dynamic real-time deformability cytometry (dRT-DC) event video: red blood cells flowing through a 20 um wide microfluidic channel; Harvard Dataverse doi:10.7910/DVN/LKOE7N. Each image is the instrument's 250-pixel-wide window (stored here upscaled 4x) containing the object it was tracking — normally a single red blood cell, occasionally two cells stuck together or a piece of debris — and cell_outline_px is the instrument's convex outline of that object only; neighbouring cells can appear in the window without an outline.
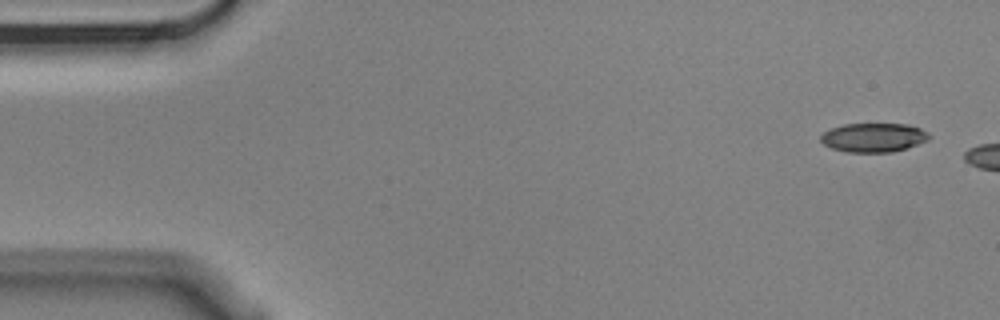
{"species": "Egyptian fruit bat (a non-hibernating species)", "species_latin": "Rousettus aegyptiacus", "temperature_condition": "cold", "stored_images_in_passage": 2, "camera_frame_rate_fps": 3000, "um_per_image_px": 0.085, "animal": {"sex": "male"}, "frame": {"image": 1, "passage_image": 1, "time_ms": 0.0, "image_size_px": [1000, 320], "cell_outline_px": [[932, 136], [928, 140], [892, 152], [848, 152], [832, 148], [824, 144], [820, 140], [820, 136], [824, 132], [832, 128], [844, 124], [908, 124], [920, 128], [928, 132]], "centroid_in_image_um": [74.26, 11.68], "position_along_channel_um": 10.7, "area_um2": 18.21}}